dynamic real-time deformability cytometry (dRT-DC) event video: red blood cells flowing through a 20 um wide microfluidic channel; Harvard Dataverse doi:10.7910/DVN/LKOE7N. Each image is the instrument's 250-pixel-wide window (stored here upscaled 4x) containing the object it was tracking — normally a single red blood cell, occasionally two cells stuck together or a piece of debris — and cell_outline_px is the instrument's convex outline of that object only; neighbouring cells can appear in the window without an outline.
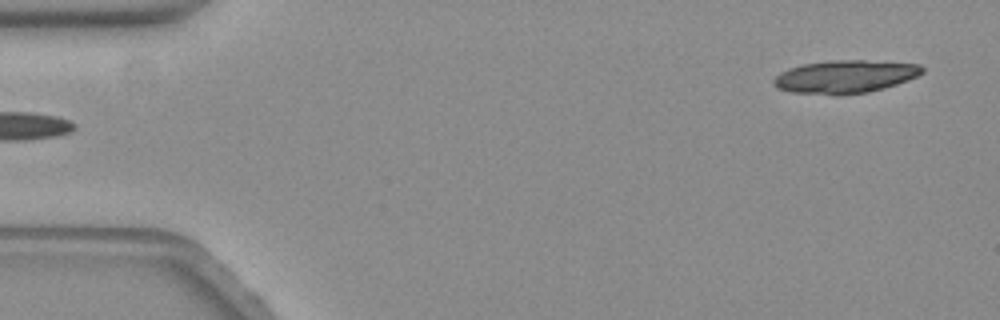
{"species": "common noctule bat (a hibernating species)", "species_latin": "Nyctalus noctula", "temperature_condition": "warm", "stored_images_in_passage": 17, "camera_frame_rate_fps": 3000, "um_per_image_px": 0.085, "animal": {"sex": "female", "body_mass_g": 19.3, "forearm_length_mm": 54.1}, "frame": {"image": 1, "passage_image": 1, "time_ms": 0.0, "image_size_px": [1000, 320], "cell_outline_px": [[924, 72], [908, 80], [884, 88], [868, 92], [840, 96], [836, 96], [792, 92], [776, 88], [772, 84], [772, 80], [780, 72], [788, 68], [804, 64], [828, 60], [864, 60], [920, 64], [924, 68]], "centroid_in_image_um": [71.8, 6.53], "position_along_channel_um": 13.2, "area_um2": 28.9}}